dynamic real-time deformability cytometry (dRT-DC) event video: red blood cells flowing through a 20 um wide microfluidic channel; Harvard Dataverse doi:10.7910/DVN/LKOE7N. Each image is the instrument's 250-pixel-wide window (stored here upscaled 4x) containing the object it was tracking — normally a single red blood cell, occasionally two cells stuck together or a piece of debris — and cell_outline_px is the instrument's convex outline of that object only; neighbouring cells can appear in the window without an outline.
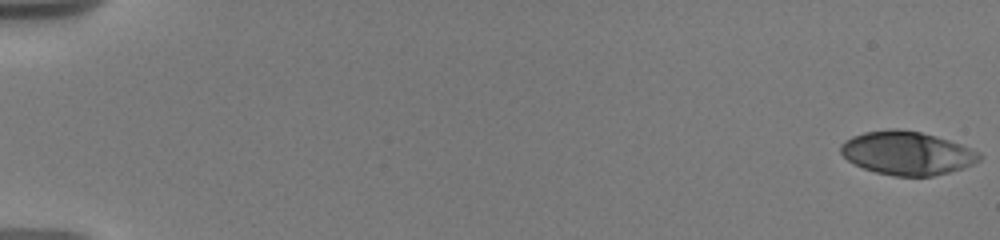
{"species": "human", "species_latin": "Homo sapiens", "temperature_condition": "warm", "stored_images_in_passage": 13, "camera_frame_rate_fps": 3000, "um_per_image_px": 0.085, "donor": {"sex": "male"}, "frame": {"image": 1, "passage_image": 1, "time_ms": 0.0, "image_size_px": [1000, 240], "cell_outline_px": [[980, 160], [972, 164], [948, 172], [932, 176], [892, 176], [876, 172], [864, 168], [848, 160], [840, 152], [840, 144], [852, 136], [864, 132], [896, 128], [920, 132], [960, 144], [980, 152]], "centroid_in_image_um": [77.07, 13.01], "position_along_channel_um": 7.9, "area_um2": 34.68}}
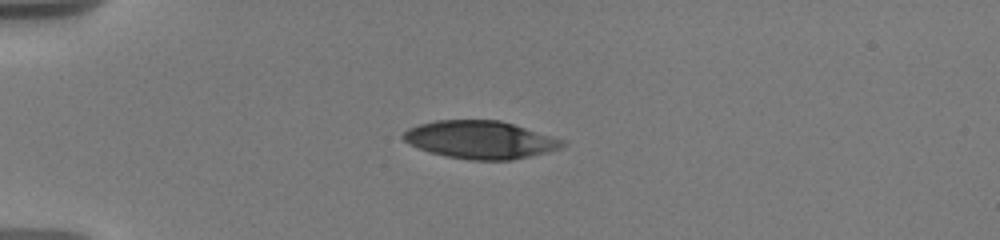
{"frame": {"image": 2, "passage_image": 8, "time_ms": 5.0, "image_size_px": [1000, 240], "cell_outline_px": [[564, 144], [560, 148], [548, 152], [512, 160], [472, 160], [444, 156], [420, 148], [404, 140], [400, 136], [408, 128], [420, 124], [436, 120], [500, 120], [564, 140]], "centroid_in_image_um": [40.82, 11.88], "position_along_channel_um": 44.2, "area_um2": 34.74}}
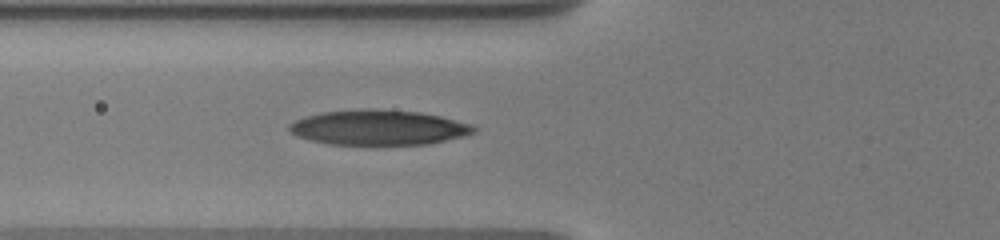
{"frame": {"image": 3, "passage_image": 13, "time_ms": 7.333, "image_size_px": [1000, 240], "cell_outline_px": [[476, 132], [428, 144], [328, 144], [296, 136], [288, 128], [288, 124], [304, 116], [320, 112], [368, 108], [372, 108], [420, 112], [440, 116], [472, 124], [476, 128]], "centroid_in_image_um": [32.14, 10.82], "position_along_channel_um": 93.7, "area_um2": 37.57}}